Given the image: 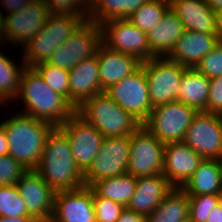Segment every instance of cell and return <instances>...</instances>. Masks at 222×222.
<instances>
[{
  "instance_id": "obj_1",
  "label": "cell",
  "mask_w": 222,
  "mask_h": 222,
  "mask_svg": "<svg viewBox=\"0 0 222 222\" xmlns=\"http://www.w3.org/2000/svg\"><path fill=\"white\" fill-rule=\"evenodd\" d=\"M35 171L55 192L76 190L85 185L83 172L75 163L67 135L59 126H55L48 135Z\"/></svg>"
},
{
  "instance_id": "obj_2",
  "label": "cell",
  "mask_w": 222,
  "mask_h": 222,
  "mask_svg": "<svg viewBox=\"0 0 222 222\" xmlns=\"http://www.w3.org/2000/svg\"><path fill=\"white\" fill-rule=\"evenodd\" d=\"M24 101V114L54 126L62 125L76 110L60 94L52 90L34 67H26L16 98Z\"/></svg>"
},
{
  "instance_id": "obj_3",
  "label": "cell",
  "mask_w": 222,
  "mask_h": 222,
  "mask_svg": "<svg viewBox=\"0 0 222 222\" xmlns=\"http://www.w3.org/2000/svg\"><path fill=\"white\" fill-rule=\"evenodd\" d=\"M0 124L6 132L8 155L28 170H35L46 139L55 126L24 113H18Z\"/></svg>"
},
{
  "instance_id": "obj_4",
  "label": "cell",
  "mask_w": 222,
  "mask_h": 222,
  "mask_svg": "<svg viewBox=\"0 0 222 222\" xmlns=\"http://www.w3.org/2000/svg\"><path fill=\"white\" fill-rule=\"evenodd\" d=\"M76 112L95 126L104 137L131 135L142 125L105 92L86 100Z\"/></svg>"
},
{
  "instance_id": "obj_5",
  "label": "cell",
  "mask_w": 222,
  "mask_h": 222,
  "mask_svg": "<svg viewBox=\"0 0 222 222\" xmlns=\"http://www.w3.org/2000/svg\"><path fill=\"white\" fill-rule=\"evenodd\" d=\"M87 16L51 14L41 30L24 45L23 60L26 67L47 62L55 49L63 44Z\"/></svg>"
},
{
  "instance_id": "obj_6",
  "label": "cell",
  "mask_w": 222,
  "mask_h": 222,
  "mask_svg": "<svg viewBox=\"0 0 222 222\" xmlns=\"http://www.w3.org/2000/svg\"><path fill=\"white\" fill-rule=\"evenodd\" d=\"M101 44L100 25L86 19L55 49L46 63L69 71L80 61L96 55Z\"/></svg>"
},
{
  "instance_id": "obj_7",
  "label": "cell",
  "mask_w": 222,
  "mask_h": 222,
  "mask_svg": "<svg viewBox=\"0 0 222 222\" xmlns=\"http://www.w3.org/2000/svg\"><path fill=\"white\" fill-rule=\"evenodd\" d=\"M197 111L175 101L152 108L148 119L142 124L164 145L182 142Z\"/></svg>"
},
{
  "instance_id": "obj_8",
  "label": "cell",
  "mask_w": 222,
  "mask_h": 222,
  "mask_svg": "<svg viewBox=\"0 0 222 222\" xmlns=\"http://www.w3.org/2000/svg\"><path fill=\"white\" fill-rule=\"evenodd\" d=\"M141 65L147 78L152 108L177 101V92L186 67L168 57H154Z\"/></svg>"
},
{
  "instance_id": "obj_9",
  "label": "cell",
  "mask_w": 222,
  "mask_h": 222,
  "mask_svg": "<svg viewBox=\"0 0 222 222\" xmlns=\"http://www.w3.org/2000/svg\"><path fill=\"white\" fill-rule=\"evenodd\" d=\"M130 157V135L104 137L99 153L83 173L84 183L91 186L95 181L127 173Z\"/></svg>"
},
{
  "instance_id": "obj_10",
  "label": "cell",
  "mask_w": 222,
  "mask_h": 222,
  "mask_svg": "<svg viewBox=\"0 0 222 222\" xmlns=\"http://www.w3.org/2000/svg\"><path fill=\"white\" fill-rule=\"evenodd\" d=\"M164 144L141 125L130 135V157L127 173L134 177L162 173Z\"/></svg>"
},
{
  "instance_id": "obj_11",
  "label": "cell",
  "mask_w": 222,
  "mask_h": 222,
  "mask_svg": "<svg viewBox=\"0 0 222 222\" xmlns=\"http://www.w3.org/2000/svg\"><path fill=\"white\" fill-rule=\"evenodd\" d=\"M102 44L123 54L134 56L141 62L153 59L146 32L127 19H114L100 24Z\"/></svg>"
},
{
  "instance_id": "obj_12",
  "label": "cell",
  "mask_w": 222,
  "mask_h": 222,
  "mask_svg": "<svg viewBox=\"0 0 222 222\" xmlns=\"http://www.w3.org/2000/svg\"><path fill=\"white\" fill-rule=\"evenodd\" d=\"M104 92L142 124L148 119L152 106L142 65Z\"/></svg>"
},
{
  "instance_id": "obj_13",
  "label": "cell",
  "mask_w": 222,
  "mask_h": 222,
  "mask_svg": "<svg viewBox=\"0 0 222 222\" xmlns=\"http://www.w3.org/2000/svg\"><path fill=\"white\" fill-rule=\"evenodd\" d=\"M59 127L66 133L75 163L84 173L99 153L104 136L76 111Z\"/></svg>"
},
{
  "instance_id": "obj_14",
  "label": "cell",
  "mask_w": 222,
  "mask_h": 222,
  "mask_svg": "<svg viewBox=\"0 0 222 222\" xmlns=\"http://www.w3.org/2000/svg\"><path fill=\"white\" fill-rule=\"evenodd\" d=\"M203 159L222 158V125L218 114L197 112L182 141Z\"/></svg>"
},
{
  "instance_id": "obj_15",
  "label": "cell",
  "mask_w": 222,
  "mask_h": 222,
  "mask_svg": "<svg viewBox=\"0 0 222 222\" xmlns=\"http://www.w3.org/2000/svg\"><path fill=\"white\" fill-rule=\"evenodd\" d=\"M50 15L43 0H32L22 9L7 14L4 16V41L26 45L46 24Z\"/></svg>"
},
{
  "instance_id": "obj_16",
  "label": "cell",
  "mask_w": 222,
  "mask_h": 222,
  "mask_svg": "<svg viewBox=\"0 0 222 222\" xmlns=\"http://www.w3.org/2000/svg\"><path fill=\"white\" fill-rule=\"evenodd\" d=\"M15 185L28 214L38 222H50L55 191L49 184L35 170H28Z\"/></svg>"
},
{
  "instance_id": "obj_17",
  "label": "cell",
  "mask_w": 222,
  "mask_h": 222,
  "mask_svg": "<svg viewBox=\"0 0 222 222\" xmlns=\"http://www.w3.org/2000/svg\"><path fill=\"white\" fill-rule=\"evenodd\" d=\"M50 222H96L91 187L55 192Z\"/></svg>"
},
{
  "instance_id": "obj_18",
  "label": "cell",
  "mask_w": 222,
  "mask_h": 222,
  "mask_svg": "<svg viewBox=\"0 0 222 222\" xmlns=\"http://www.w3.org/2000/svg\"><path fill=\"white\" fill-rule=\"evenodd\" d=\"M203 158L183 142L164 145L162 174L174 188H182Z\"/></svg>"
},
{
  "instance_id": "obj_19",
  "label": "cell",
  "mask_w": 222,
  "mask_h": 222,
  "mask_svg": "<svg viewBox=\"0 0 222 222\" xmlns=\"http://www.w3.org/2000/svg\"><path fill=\"white\" fill-rule=\"evenodd\" d=\"M102 92L96 55L80 61L69 70V103L75 110Z\"/></svg>"
},
{
  "instance_id": "obj_20",
  "label": "cell",
  "mask_w": 222,
  "mask_h": 222,
  "mask_svg": "<svg viewBox=\"0 0 222 222\" xmlns=\"http://www.w3.org/2000/svg\"><path fill=\"white\" fill-rule=\"evenodd\" d=\"M173 189L174 187L162 173L138 177L135 193L126 208L146 217Z\"/></svg>"
},
{
  "instance_id": "obj_21",
  "label": "cell",
  "mask_w": 222,
  "mask_h": 222,
  "mask_svg": "<svg viewBox=\"0 0 222 222\" xmlns=\"http://www.w3.org/2000/svg\"><path fill=\"white\" fill-rule=\"evenodd\" d=\"M96 56L103 91L135 72L142 63L134 56L116 52L104 44L99 46Z\"/></svg>"
},
{
  "instance_id": "obj_22",
  "label": "cell",
  "mask_w": 222,
  "mask_h": 222,
  "mask_svg": "<svg viewBox=\"0 0 222 222\" xmlns=\"http://www.w3.org/2000/svg\"><path fill=\"white\" fill-rule=\"evenodd\" d=\"M218 43L216 34L187 31L180 36L168 58L186 68H196Z\"/></svg>"
},
{
  "instance_id": "obj_23",
  "label": "cell",
  "mask_w": 222,
  "mask_h": 222,
  "mask_svg": "<svg viewBox=\"0 0 222 222\" xmlns=\"http://www.w3.org/2000/svg\"><path fill=\"white\" fill-rule=\"evenodd\" d=\"M169 5L185 30L216 34V13L204 0H170Z\"/></svg>"
},
{
  "instance_id": "obj_24",
  "label": "cell",
  "mask_w": 222,
  "mask_h": 222,
  "mask_svg": "<svg viewBox=\"0 0 222 222\" xmlns=\"http://www.w3.org/2000/svg\"><path fill=\"white\" fill-rule=\"evenodd\" d=\"M185 28L177 15L169 8L161 21L147 33L150 51L154 57H168Z\"/></svg>"
},
{
  "instance_id": "obj_25",
  "label": "cell",
  "mask_w": 222,
  "mask_h": 222,
  "mask_svg": "<svg viewBox=\"0 0 222 222\" xmlns=\"http://www.w3.org/2000/svg\"><path fill=\"white\" fill-rule=\"evenodd\" d=\"M210 79L196 68H186L177 92V101L183 102L197 112H207Z\"/></svg>"
},
{
  "instance_id": "obj_26",
  "label": "cell",
  "mask_w": 222,
  "mask_h": 222,
  "mask_svg": "<svg viewBox=\"0 0 222 222\" xmlns=\"http://www.w3.org/2000/svg\"><path fill=\"white\" fill-rule=\"evenodd\" d=\"M188 196L218 194L222 190V168L218 159H203L181 188Z\"/></svg>"
},
{
  "instance_id": "obj_27",
  "label": "cell",
  "mask_w": 222,
  "mask_h": 222,
  "mask_svg": "<svg viewBox=\"0 0 222 222\" xmlns=\"http://www.w3.org/2000/svg\"><path fill=\"white\" fill-rule=\"evenodd\" d=\"M146 222H189V197L181 188H174L146 216Z\"/></svg>"
},
{
  "instance_id": "obj_28",
  "label": "cell",
  "mask_w": 222,
  "mask_h": 222,
  "mask_svg": "<svg viewBox=\"0 0 222 222\" xmlns=\"http://www.w3.org/2000/svg\"><path fill=\"white\" fill-rule=\"evenodd\" d=\"M137 178L131 174H122L95 181L90 187L100 197L128 205L135 193Z\"/></svg>"
},
{
  "instance_id": "obj_29",
  "label": "cell",
  "mask_w": 222,
  "mask_h": 222,
  "mask_svg": "<svg viewBox=\"0 0 222 222\" xmlns=\"http://www.w3.org/2000/svg\"><path fill=\"white\" fill-rule=\"evenodd\" d=\"M148 0H96L87 19L100 25L114 19H127Z\"/></svg>"
},
{
  "instance_id": "obj_30",
  "label": "cell",
  "mask_w": 222,
  "mask_h": 222,
  "mask_svg": "<svg viewBox=\"0 0 222 222\" xmlns=\"http://www.w3.org/2000/svg\"><path fill=\"white\" fill-rule=\"evenodd\" d=\"M26 64L23 61L17 68L14 61L0 52V102L15 99L19 92L20 80Z\"/></svg>"
},
{
  "instance_id": "obj_31",
  "label": "cell",
  "mask_w": 222,
  "mask_h": 222,
  "mask_svg": "<svg viewBox=\"0 0 222 222\" xmlns=\"http://www.w3.org/2000/svg\"><path fill=\"white\" fill-rule=\"evenodd\" d=\"M169 8V0H148L128 16L127 20L147 33L157 22L162 20Z\"/></svg>"
},
{
  "instance_id": "obj_32",
  "label": "cell",
  "mask_w": 222,
  "mask_h": 222,
  "mask_svg": "<svg viewBox=\"0 0 222 222\" xmlns=\"http://www.w3.org/2000/svg\"><path fill=\"white\" fill-rule=\"evenodd\" d=\"M34 68L43 77L45 83L69 102V71L58 66L42 62Z\"/></svg>"
},
{
  "instance_id": "obj_33",
  "label": "cell",
  "mask_w": 222,
  "mask_h": 222,
  "mask_svg": "<svg viewBox=\"0 0 222 222\" xmlns=\"http://www.w3.org/2000/svg\"><path fill=\"white\" fill-rule=\"evenodd\" d=\"M32 217L16 185L0 186V217Z\"/></svg>"
},
{
  "instance_id": "obj_34",
  "label": "cell",
  "mask_w": 222,
  "mask_h": 222,
  "mask_svg": "<svg viewBox=\"0 0 222 222\" xmlns=\"http://www.w3.org/2000/svg\"><path fill=\"white\" fill-rule=\"evenodd\" d=\"M189 197V222H206L209 212L218 205L217 194Z\"/></svg>"
},
{
  "instance_id": "obj_35",
  "label": "cell",
  "mask_w": 222,
  "mask_h": 222,
  "mask_svg": "<svg viewBox=\"0 0 222 222\" xmlns=\"http://www.w3.org/2000/svg\"><path fill=\"white\" fill-rule=\"evenodd\" d=\"M93 207L96 222H116L125 207L110 199L100 197L93 191Z\"/></svg>"
},
{
  "instance_id": "obj_36",
  "label": "cell",
  "mask_w": 222,
  "mask_h": 222,
  "mask_svg": "<svg viewBox=\"0 0 222 222\" xmlns=\"http://www.w3.org/2000/svg\"><path fill=\"white\" fill-rule=\"evenodd\" d=\"M27 171V168L11 156H1L0 186L15 185Z\"/></svg>"
},
{
  "instance_id": "obj_37",
  "label": "cell",
  "mask_w": 222,
  "mask_h": 222,
  "mask_svg": "<svg viewBox=\"0 0 222 222\" xmlns=\"http://www.w3.org/2000/svg\"><path fill=\"white\" fill-rule=\"evenodd\" d=\"M196 69L209 79L222 75V43L218 42L212 51L203 57Z\"/></svg>"
},
{
  "instance_id": "obj_38",
  "label": "cell",
  "mask_w": 222,
  "mask_h": 222,
  "mask_svg": "<svg viewBox=\"0 0 222 222\" xmlns=\"http://www.w3.org/2000/svg\"><path fill=\"white\" fill-rule=\"evenodd\" d=\"M51 14L87 16L88 13L75 0H43Z\"/></svg>"
},
{
  "instance_id": "obj_39",
  "label": "cell",
  "mask_w": 222,
  "mask_h": 222,
  "mask_svg": "<svg viewBox=\"0 0 222 222\" xmlns=\"http://www.w3.org/2000/svg\"><path fill=\"white\" fill-rule=\"evenodd\" d=\"M207 112L213 114L222 112V75L210 79Z\"/></svg>"
},
{
  "instance_id": "obj_40",
  "label": "cell",
  "mask_w": 222,
  "mask_h": 222,
  "mask_svg": "<svg viewBox=\"0 0 222 222\" xmlns=\"http://www.w3.org/2000/svg\"><path fill=\"white\" fill-rule=\"evenodd\" d=\"M116 222H146V217L125 207Z\"/></svg>"
},
{
  "instance_id": "obj_41",
  "label": "cell",
  "mask_w": 222,
  "mask_h": 222,
  "mask_svg": "<svg viewBox=\"0 0 222 222\" xmlns=\"http://www.w3.org/2000/svg\"><path fill=\"white\" fill-rule=\"evenodd\" d=\"M2 4L7 9L8 14L16 12L28 5L32 0H1Z\"/></svg>"
},
{
  "instance_id": "obj_42",
  "label": "cell",
  "mask_w": 222,
  "mask_h": 222,
  "mask_svg": "<svg viewBox=\"0 0 222 222\" xmlns=\"http://www.w3.org/2000/svg\"><path fill=\"white\" fill-rule=\"evenodd\" d=\"M8 155V142L4 127L0 124V157Z\"/></svg>"
},
{
  "instance_id": "obj_43",
  "label": "cell",
  "mask_w": 222,
  "mask_h": 222,
  "mask_svg": "<svg viewBox=\"0 0 222 222\" xmlns=\"http://www.w3.org/2000/svg\"><path fill=\"white\" fill-rule=\"evenodd\" d=\"M206 222H222V209L219 205L209 212Z\"/></svg>"
},
{
  "instance_id": "obj_44",
  "label": "cell",
  "mask_w": 222,
  "mask_h": 222,
  "mask_svg": "<svg viewBox=\"0 0 222 222\" xmlns=\"http://www.w3.org/2000/svg\"><path fill=\"white\" fill-rule=\"evenodd\" d=\"M0 222H38L34 217H0Z\"/></svg>"
},
{
  "instance_id": "obj_45",
  "label": "cell",
  "mask_w": 222,
  "mask_h": 222,
  "mask_svg": "<svg viewBox=\"0 0 222 222\" xmlns=\"http://www.w3.org/2000/svg\"><path fill=\"white\" fill-rule=\"evenodd\" d=\"M216 35L218 42L222 43V10L216 12Z\"/></svg>"
},
{
  "instance_id": "obj_46",
  "label": "cell",
  "mask_w": 222,
  "mask_h": 222,
  "mask_svg": "<svg viewBox=\"0 0 222 222\" xmlns=\"http://www.w3.org/2000/svg\"><path fill=\"white\" fill-rule=\"evenodd\" d=\"M88 14L96 5V0H75Z\"/></svg>"
},
{
  "instance_id": "obj_47",
  "label": "cell",
  "mask_w": 222,
  "mask_h": 222,
  "mask_svg": "<svg viewBox=\"0 0 222 222\" xmlns=\"http://www.w3.org/2000/svg\"><path fill=\"white\" fill-rule=\"evenodd\" d=\"M204 1L215 13L222 10V0H204Z\"/></svg>"
},
{
  "instance_id": "obj_48",
  "label": "cell",
  "mask_w": 222,
  "mask_h": 222,
  "mask_svg": "<svg viewBox=\"0 0 222 222\" xmlns=\"http://www.w3.org/2000/svg\"><path fill=\"white\" fill-rule=\"evenodd\" d=\"M4 21H5V17H3L2 12L0 10V41L3 42L4 40Z\"/></svg>"
},
{
  "instance_id": "obj_49",
  "label": "cell",
  "mask_w": 222,
  "mask_h": 222,
  "mask_svg": "<svg viewBox=\"0 0 222 222\" xmlns=\"http://www.w3.org/2000/svg\"><path fill=\"white\" fill-rule=\"evenodd\" d=\"M218 196V205L222 209V190L217 194Z\"/></svg>"
},
{
  "instance_id": "obj_50",
  "label": "cell",
  "mask_w": 222,
  "mask_h": 222,
  "mask_svg": "<svg viewBox=\"0 0 222 222\" xmlns=\"http://www.w3.org/2000/svg\"><path fill=\"white\" fill-rule=\"evenodd\" d=\"M219 116V119H220V122H221V125H222V112L218 114Z\"/></svg>"
},
{
  "instance_id": "obj_51",
  "label": "cell",
  "mask_w": 222,
  "mask_h": 222,
  "mask_svg": "<svg viewBox=\"0 0 222 222\" xmlns=\"http://www.w3.org/2000/svg\"><path fill=\"white\" fill-rule=\"evenodd\" d=\"M220 161V164H221V168H222V158L219 160Z\"/></svg>"
}]
</instances>
